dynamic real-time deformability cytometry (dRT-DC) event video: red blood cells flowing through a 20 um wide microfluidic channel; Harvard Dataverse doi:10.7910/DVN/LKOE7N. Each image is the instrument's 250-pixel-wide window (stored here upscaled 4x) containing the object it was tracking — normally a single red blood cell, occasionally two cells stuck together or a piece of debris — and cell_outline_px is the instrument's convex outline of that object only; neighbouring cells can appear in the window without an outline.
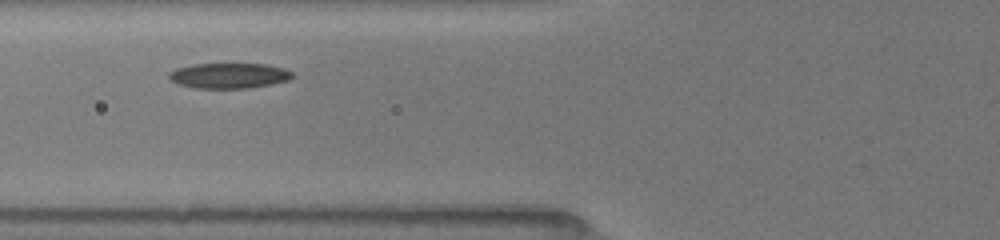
{"species": "common noctule bat (a hibernating species)", "species_latin": "Nyctalus noctula", "temperature_condition": "room temperature", "stored_images_in_passage": 12, "camera_frame_rate_fps": 3000, "um_per_image_px": 0.085, "animal": {"sex": "female", "body_mass_g": 19.5, "forearm_length_mm": 54.1}, "frame": {"image": 1, "passage_image": 3, "time_ms": 2.0, "image_size_px": [1000, 240], "cell_outline_px": [[292, 76], [288, 80], [248, 88], [192, 88], [180, 84], [172, 80], [168, 76], [168, 72], [176, 68], [192, 64], [264, 64], [284, 68], [292, 72]], "centroid_in_image_um": [19.42, 6.42], "position_along_channel_um": 106.4, "area_um2": 18.03}}
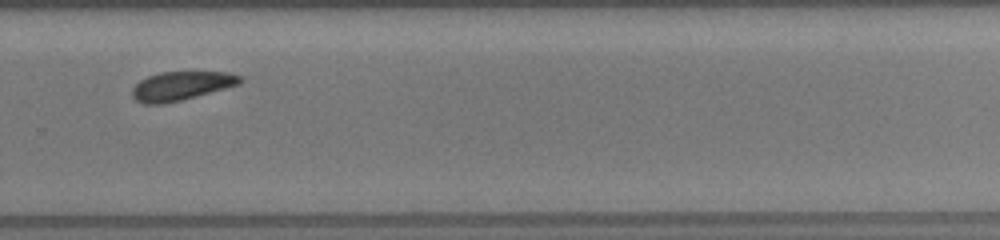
{"frame": {"image": 2, "passage_image": 9, "time_ms": 7.333, "image_size_px": [1000, 240], "cell_outline_px": [[244, 80], [240, 84], [180, 100], [160, 104], [144, 104], [136, 100], [132, 96], [132, 88], [140, 80], [148, 76], [160, 72], [228, 72], [240, 76]], "centroid_in_image_um": [15.39, 7.29], "position_along_channel_um": 314.4, "area_um2": 17.92}}
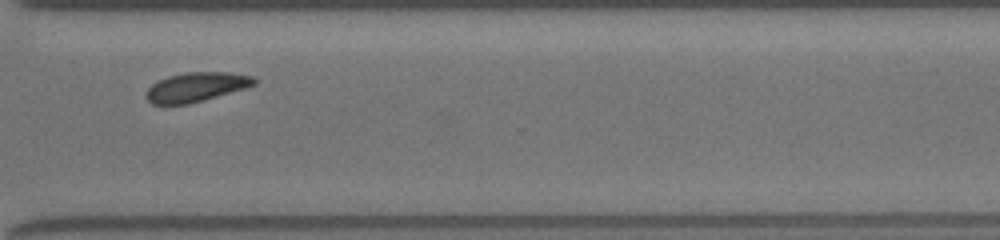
{"frame": {"image": 3, "passage_image": 10, "time_ms": 8.333, "image_size_px": [1000, 240], "cell_outline_px": [[256, 84], [244, 88], [188, 104], [152, 104], [148, 100], [148, 88], [152, 84], [168, 76], [184, 72], [228, 72], [256, 76]], "centroid_in_image_um": [16.71, 7.37], "position_along_channel_um": 353.9, "area_um2": 18.15}, "authors_computed_cell_mechanics": {"area_um2": 18.496, "velocity_mm_per_s": 3.9035, "shape_relaxation_time_tau1_ms": null, "shape_relaxation_time_tau2_ms": 2.1135, "deformation_change_tau1": null, "deformation_change_tau2": 0.0584}}